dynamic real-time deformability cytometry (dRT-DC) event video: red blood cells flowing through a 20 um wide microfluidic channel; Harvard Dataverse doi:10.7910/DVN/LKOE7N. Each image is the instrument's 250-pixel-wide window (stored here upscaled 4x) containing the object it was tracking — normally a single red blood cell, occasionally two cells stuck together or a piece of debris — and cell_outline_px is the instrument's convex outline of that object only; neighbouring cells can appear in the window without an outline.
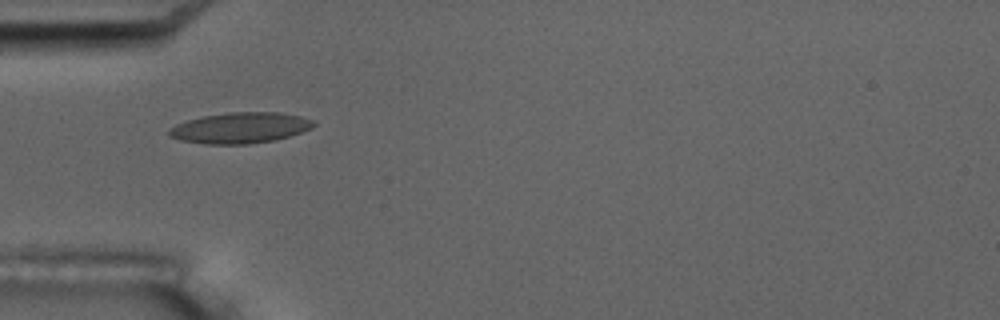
{"species": "common noctule bat (a hibernating species)", "species_latin": "Nyctalus noctula", "temperature_condition": "room temperature", "stored_images_in_passage": 7, "camera_frame_rate_fps": 3000, "um_per_image_px": 0.085, "animal": {"sex": "male", "body_mass_g": 17.5, "forearm_length_mm": 52.3}, "frame": {"image": 1, "passage_image": 6, "time_ms": 6.0, "image_size_px": [1000, 320], "cell_outline_px": [[316, 124], [312, 128], [288, 136], [272, 140], [248, 144], [204, 144], [180, 140], [168, 136], [168, 132], [176, 124], [188, 120], [204, 116], [228, 112], [280, 112], [300, 116], [312, 120]], "centroid_in_image_um": [20.4, 10.86], "position_along_channel_um": 64.6, "area_um2": 25.78}}